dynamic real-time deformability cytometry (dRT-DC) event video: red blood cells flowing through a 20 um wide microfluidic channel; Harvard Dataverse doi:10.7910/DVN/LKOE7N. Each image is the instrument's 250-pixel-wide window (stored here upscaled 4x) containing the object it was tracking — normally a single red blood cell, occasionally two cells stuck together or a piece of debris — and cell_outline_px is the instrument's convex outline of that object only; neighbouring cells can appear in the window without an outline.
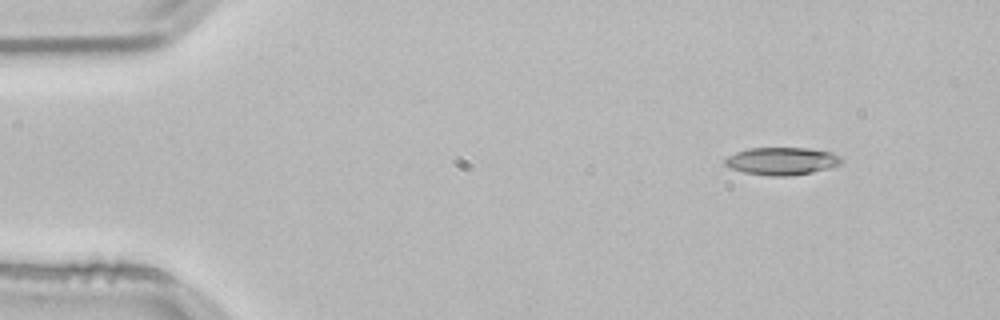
{"species": "common noctule bat (a hibernating species)", "species_latin": "Nyctalus noctula", "temperature_condition": "room temperature", "stored_images_in_passage": 11, "camera_frame_rate_fps": 3000, "um_per_image_px": 0.085, "animal": {"sex": "male", "body_mass_g": 21.5, "forearm_length_mm": 52.0}, "frame": {"image": 1, "passage_image": 1, "time_ms": 0.0, "image_size_px": [1000, 320], "cell_outline_px": [[844, 160], [840, 164], [828, 168], [812, 172], [788, 176], [772, 176], [744, 172], [732, 168], [724, 164], [724, 160], [728, 156], [736, 152], [748, 148], [808, 148], [832, 152], [840, 156]], "centroid_in_image_um": [66.47, 13.68], "position_along_channel_um": 18.5, "area_um2": 18.67}}